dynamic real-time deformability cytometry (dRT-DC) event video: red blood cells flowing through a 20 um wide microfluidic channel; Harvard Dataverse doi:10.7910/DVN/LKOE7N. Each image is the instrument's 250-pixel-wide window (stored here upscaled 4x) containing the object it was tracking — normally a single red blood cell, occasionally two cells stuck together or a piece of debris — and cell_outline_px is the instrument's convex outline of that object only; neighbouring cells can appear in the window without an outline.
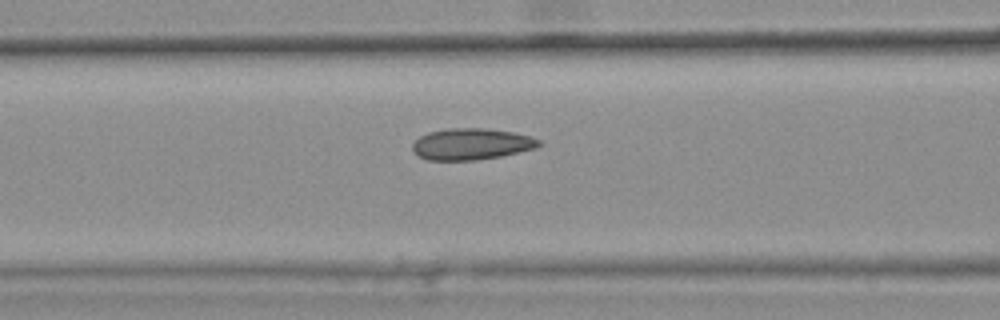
{"species": "common noctule bat (a hibernating species)", "species_latin": "Nyctalus noctula", "temperature_condition": "warm", "stored_images_in_passage": 37, "camera_frame_rate_fps": 3000, "um_per_image_px": 0.085, "animal": {"sex": "female", "body_mass_g": 25.1}, "frame": {"image": 1, "passage_image": 11, "time_ms": 3.333, "image_size_px": [1000, 320], "cell_outline_px": [[540, 144], [536, 148], [500, 156], [476, 160], [428, 160], [412, 152], [412, 144], [420, 136], [428, 132], [448, 128], [488, 128], [512, 132], [528, 136], [540, 140]], "centroid_in_image_um": [40.03, 12.24], "position_along_channel_um": 126.6, "area_um2": 23.06}, "authors_computed_cell_mechanics": {"area_um2": 22.253, "velocity_mm_per_s": 3.8001, "shape_relaxation_time_tau1_ms": null, "shape_relaxation_time_tau2_ms": 2.2219, "deformation_change_tau1": null, "deformation_change_tau2": 0.0886}}